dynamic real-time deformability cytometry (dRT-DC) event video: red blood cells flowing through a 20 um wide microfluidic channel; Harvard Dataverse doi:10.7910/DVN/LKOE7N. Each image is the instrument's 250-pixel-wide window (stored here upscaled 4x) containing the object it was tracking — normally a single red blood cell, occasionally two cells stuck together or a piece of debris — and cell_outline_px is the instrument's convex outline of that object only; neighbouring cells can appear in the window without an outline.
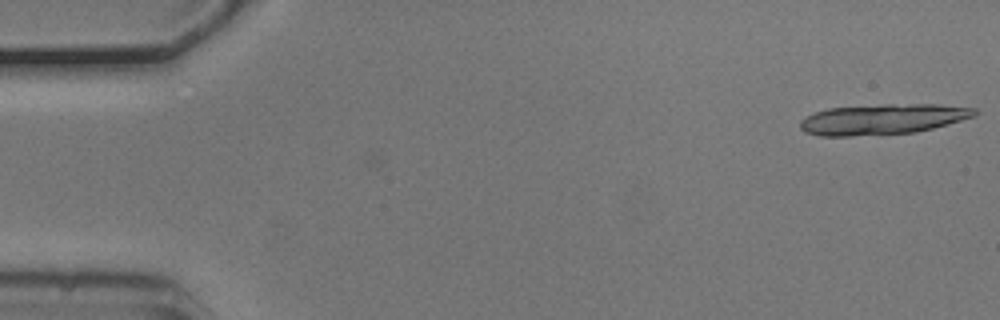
{"species": "common noctule bat (a hibernating species)", "species_latin": "Nyctalus noctula", "temperature_condition": "cold", "stored_images_in_passage": 6, "camera_frame_rate_fps": 3000, "um_per_image_px": 0.085, "animal": {"sex": "male", "body_mass_g": 20.5, "forearm_length_mm": 52.5}, "frame": {"image": 1, "passage_image": 1, "time_ms": 0.0, "image_size_px": [1000, 320], "cell_outline_px": [[980, 112], [976, 116], [948, 124], [916, 132], [852, 136], [820, 136], [804, 132], [800, 128], [800, 120], [816, 112], [828, 108], [884, 104], [940, 104], [976, 108]], "centroid_in_image_um": [75.07, 10.13], "position_along_channel_um": 9.9, "area_um2": 31.15}}